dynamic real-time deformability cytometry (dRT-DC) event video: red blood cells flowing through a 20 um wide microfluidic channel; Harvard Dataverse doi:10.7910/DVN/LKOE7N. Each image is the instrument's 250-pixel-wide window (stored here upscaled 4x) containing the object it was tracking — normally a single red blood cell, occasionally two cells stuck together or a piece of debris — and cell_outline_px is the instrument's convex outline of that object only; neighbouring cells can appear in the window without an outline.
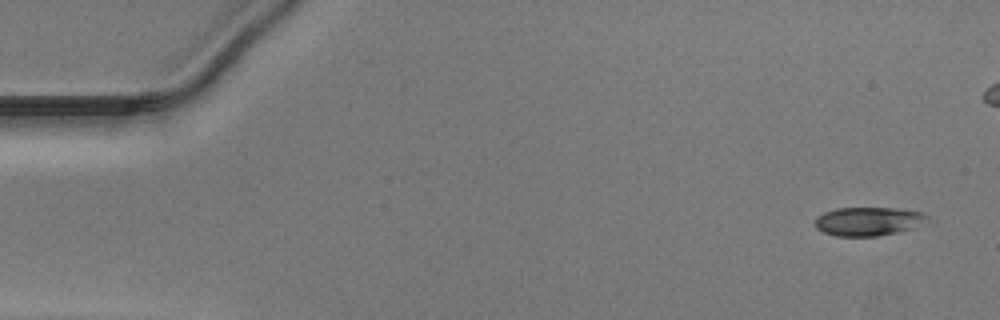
{"species": "Egyptian fruit bat (a non-hibernating species)", "species_latin": "Rousettus aegyptiacus", "temperature_condition": "warm", "stored_images_in_passage": 44, "camera_frame_rate_fps": 3000, "um_per_image_px": 0.085, "animal": {"sex": "male"}, "frame": {"image": 1, "passage_image": 1, "time_ms": 0.0, "image_size_px": [1000, 320], "cell_outline_px": [[936, 224], [876, 236], [836, 236], [824, 232], [816, 228], [816, 216], [824, 212], [836, 208], [896, 208], [924, 212], [936, 220]], "centroid_in_image_um": [74.02, 18.81], "position_along_channel_um": 11.0, "area_um2": 19.54}}
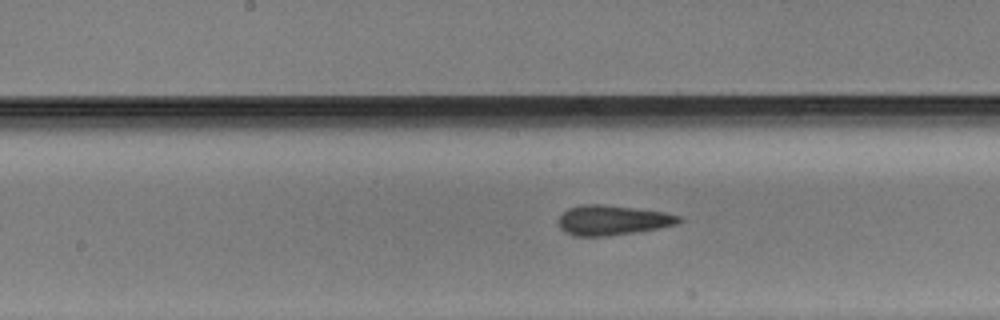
{"frame": {"image": 2, "passage_image": 24, "time_ms": 7.667, "image_size_px": [1000, 320], "cell_outline_px": [[680, 220], [676, 224], [656, 228], [608, 236], [572, 236], [560, 228], [560, 216], [568, 208], [580, 204], [600, 204], [664, 212], [680, 216]], "centroid_in_image_um": [52.01, 18.71], "position_along_channel_um": 196.2, "area_um2": 20.52}}
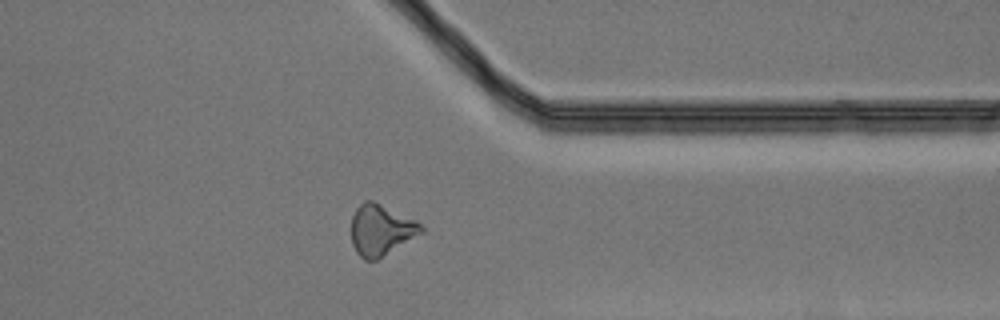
{"frame": {"image": 3, "passage_image": 38, "time_ms": 12.333, "image_size_px": [1000, 320], "cell_outline_px": [[424, 232], [376, 260], [364, 260], [356, 252], [352, 244], [352, 216], [356, 208], [364, 200], [372, 200], [416, 220], [424, 228]], "centroid_in_image_um": [32.37, 19.54], "position_along_channel_um": 379.0, "area_um2": 20.63}}